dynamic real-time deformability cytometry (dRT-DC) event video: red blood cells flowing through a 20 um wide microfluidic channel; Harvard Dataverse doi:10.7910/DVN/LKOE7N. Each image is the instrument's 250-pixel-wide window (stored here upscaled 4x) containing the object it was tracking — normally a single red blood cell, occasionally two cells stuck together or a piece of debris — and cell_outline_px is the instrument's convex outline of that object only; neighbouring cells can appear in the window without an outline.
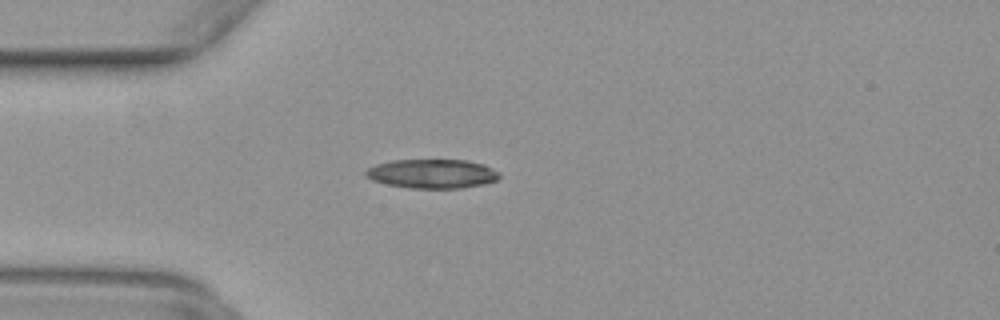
{"species": "common noctule bat (a hibernating species)", "species_latin": "Nyctalus noctula", "temperature_condition": "warm", "stored_images_in_passage": 20, "camera_frame_rate_fps": 3000, "um_per_image_px": 0.085, "animal": {"sex": "female", "body_mass_g": 29.2, "forearm_length_mm": 56.3}, "frame": {"image": 1, "passage_image": 4, "time_ms": 1.0, "image_size_px": [1000, 320], "cell_outline_px": [[500, 176], [496, 180], [484, 184], [460, 188], [408, 188], [388, 184], [372, 180], [364, 176], [364, 172], [368, 168], [376, 164], [392, 160], [468, 160], [484, 164], [500, 172]], "centroid_in_image_um": [36.73, 14.76], "position_along_channel_um": 48.3, "area_um2": 22.77}}
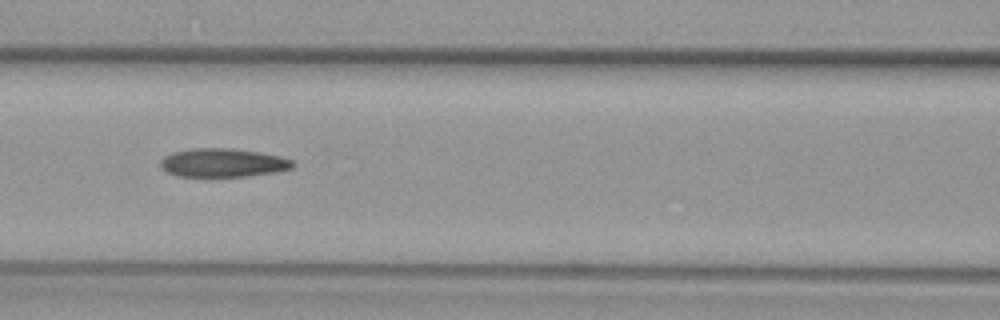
{"frame": {"image": 2, "passage_image": 12, "time_ms": 3.667, "image_size_px": [1000, 320], "cell_outline_px": [[296, 164], [292, 168], [280, 172], [248, 176], [204, 180], [176, 176], [168, 172], [160, 164], [160, 160], [164, 156], [172, 152], [192, 148], [232, 148], [280, 156], [292, 160]], "centroid_in_image_um": [18.92, 13.89], "position_along_channel_um": 147.7, "area_um2": 23.12}}
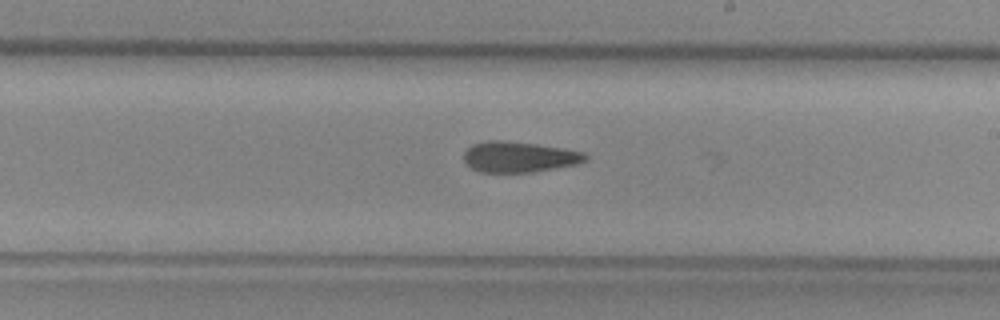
{"frame": {"image": 3, "passage_image": 19, "time_ms": 6.0, "image_size_px": [1000, 320], "cell_outline_px": [[588, 160], [576, 164], [532, 172], [480, 172], [472, 168], [464, 160], [464, 152], [472, 144], [488, 140], [504, 140], [536, 144], [564, 148], [584, 152], [588, 156]], "centroid_in_image_um": [44.13, 13.33], "position_along_channel_um": 244.9, "area_um2": 21.73}}